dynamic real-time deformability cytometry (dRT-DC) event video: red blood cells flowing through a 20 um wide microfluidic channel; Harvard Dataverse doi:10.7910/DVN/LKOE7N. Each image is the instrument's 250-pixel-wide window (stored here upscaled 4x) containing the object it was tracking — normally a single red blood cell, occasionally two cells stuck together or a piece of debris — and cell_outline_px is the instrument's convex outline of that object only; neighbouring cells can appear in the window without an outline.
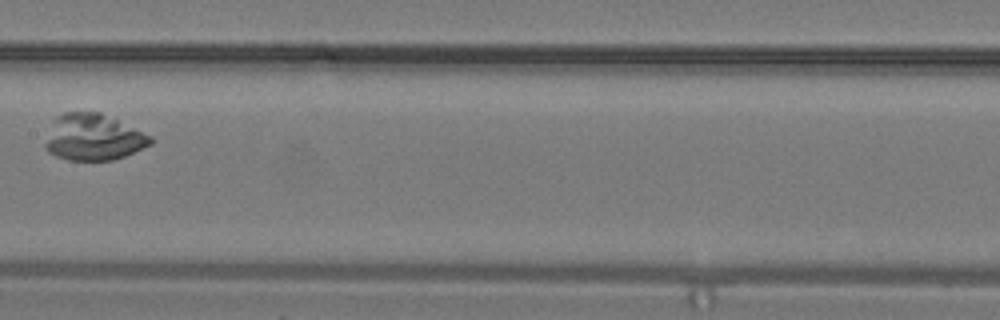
{"species": "common noctule bat (a hibernating species)", "species_latin": "Nyctalus noctula", "temperature_condition": "warm", "stored_images_in_passage": 8, "camera_frame_rate_fps": 3000, "um_per_image_px": 0.085, "animal": {"sex": "male", "body_mass_g": 19.2, "forearm_length_mm": 51.8}, "frame": {"image": 1, "passage_image": 7, "time_ms": 2.0, "image_size_px": [1000, 320], "cell_outline_px": [[152, 144], [124, 156], [112, 160], [68, 160], [56, 156], [48, 152], [44, 148], [44, 144], [52, 120], [56, 116], [64, 112], [100, 112], [152, 136]], "centroid_in_image_um": [7.89, 11.67], "position_along_channel_um": 199.5, "area_um2": 28.5}}